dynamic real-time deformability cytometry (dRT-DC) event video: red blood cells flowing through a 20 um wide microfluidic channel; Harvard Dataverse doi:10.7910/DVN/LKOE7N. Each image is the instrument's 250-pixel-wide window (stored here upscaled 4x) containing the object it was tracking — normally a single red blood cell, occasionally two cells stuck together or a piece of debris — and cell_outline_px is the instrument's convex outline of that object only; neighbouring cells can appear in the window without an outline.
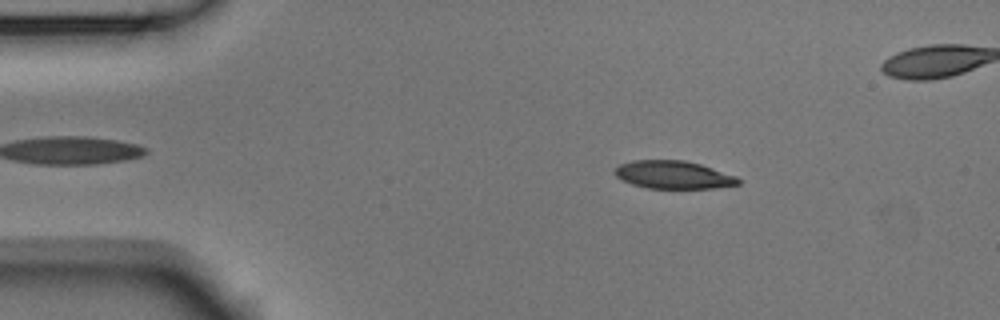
{"species": "Egyptian fruit bat (a non-hibernating species)", "species_latin": "Rousettus aegyptiacus", "temperature_condition": "room temperature", "stored_images_in_passage": 45, "camera_frame_rate_fps": 3000, "um_per_image_px": 0.085, "animal": {"sex": "male"}, "frame": {"image": 1, "passage_image": 8, "time_ms": 2.333, "image_size_px": [1000, 320], "cell_outline_px": [[740, 184], [716, 188], [648, 188], [632, 184], [616, 176], [612, 172], [620, 164], [632, 160], [684, 160], [700, 164], [736, 176], [740, 180]], "centroid_in_image_um": [57.23, 14.85], "position_along_channel_um": 27.8, "area_um2": 20.0}}
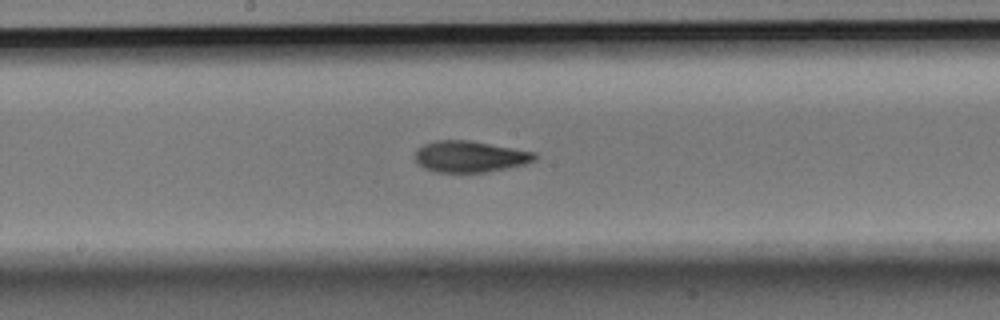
{"frame": {"image": 2, "passage_image": 27, "time_ms": 8.667, "image_size_px": [1000, 320], "cell_outline_px": [[536, 160], [524, 164], [484, 172], [436, 172], [424, 168], [416, 160], [416, 148], [424, 144], [436, 140], [468, 140], [536, 152]], "centroid_in_image_um": [39.93, 13.3], "position_along_channel_um": 208.3, "area_um2": 21.62}}
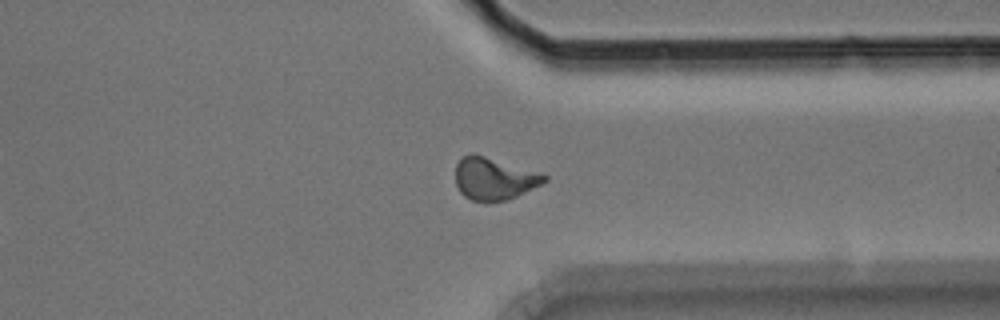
{"frame": {"image": 3, "passage_image": 40, "time_ms": 13.0, "image_size_px": [1000, 320], "cell_outline_px": [[548, 180], [508, 200], [488, 204], [472, 200], [464, 196], [460, 192], [456, 184], [456, 164], [464, 156], [472, 152], [548, 176]], "centroid_in_image_um": [41.94, 15.23], "position_along_channel_um": 369.5, "area_um2": 21.73}, "authors_computed_cell_mechanics": {"area_um2": 21.4438, "velocity_mm_per_s": 3.745, "shape_relaxation_time_tau1_ms": 3.958, "shape_relaxation_time_tau2_ms": 2.3749, "deformation_change_tau1": 0.1769, "deformation_change_tau2": 0.0937}}